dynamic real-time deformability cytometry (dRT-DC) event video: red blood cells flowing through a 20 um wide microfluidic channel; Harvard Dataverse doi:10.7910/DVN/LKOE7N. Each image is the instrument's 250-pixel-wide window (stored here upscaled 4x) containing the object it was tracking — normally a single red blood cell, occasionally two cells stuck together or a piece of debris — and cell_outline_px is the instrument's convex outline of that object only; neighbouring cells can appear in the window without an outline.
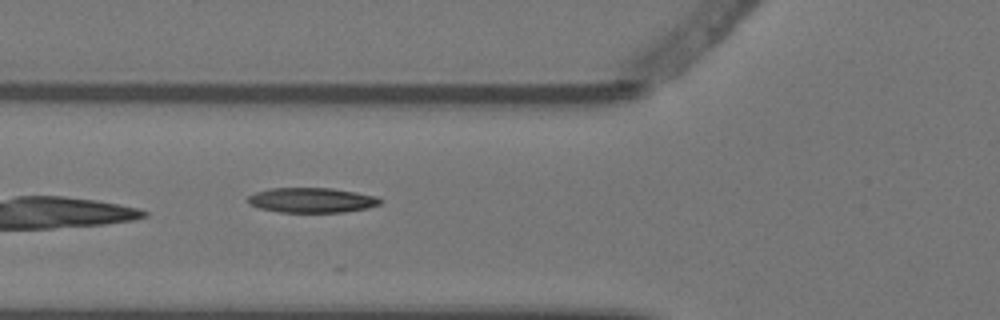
{"species": "Egyptian fruit bat (a non-hibernating species)", "species_latin": "Rousettus aegyptiacus", "temperature_condition": "warm", "stored_images_in_passage": 5, "camera_frame_rate_fps": 3000, "um_per_image_px": 0.085, "animal": {"sex": "female"}, "frame": {"image": 1, "passage_image": 5, "time_ms": 1.333, "image_size_px": [1000, 320], "cell_outline_px": [[384, 200], [380, 204], [368, 208], [344, 212], [280, 212], [260, 208], [248, 204], [248, 196], [256, 192], [272, 188], [332, 188], [356, 192], [376, 196]], "centroid_in_image_um": [26.53, 17.01], "position_along_channel_um": 99.3, "area_um2": 19.25}}